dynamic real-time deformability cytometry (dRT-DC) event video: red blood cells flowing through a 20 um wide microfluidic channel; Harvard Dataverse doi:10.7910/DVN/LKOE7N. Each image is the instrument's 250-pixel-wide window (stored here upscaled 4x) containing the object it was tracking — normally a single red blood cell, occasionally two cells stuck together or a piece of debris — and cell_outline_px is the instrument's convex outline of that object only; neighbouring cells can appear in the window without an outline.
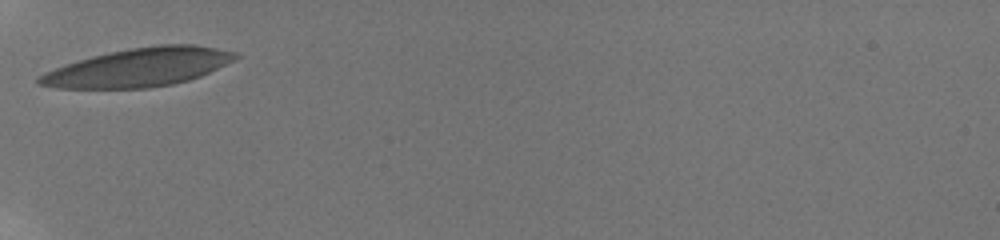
{"species": "human", "species_latin": "Homo sapiens", "temperature_condition": "room temperature", "stored_images_in_passage": 9, "camera_frame_rate_fps": 3000, "um_per_image_px": 0.085, "donor": {"sex": "male"}, "frame": {"image": 1, "passage_image": 1, "time_ms": 0.0, "image_size_px": [1000, 240], "cell_outline_px": [[240, 56], [236, 60], [200, 76], [188, 80], [172, 84], [148, 88], [56, 88], [36, 84], [36, 80], [44, 72], [92, 56], [108, 52], [132, 48], [160, 44], [196, 44], [236, 52]], "centroid_in_image_um": [11.83, 5.72], "position_along_channel_um": 73.2, "area_um2": 43.75}}
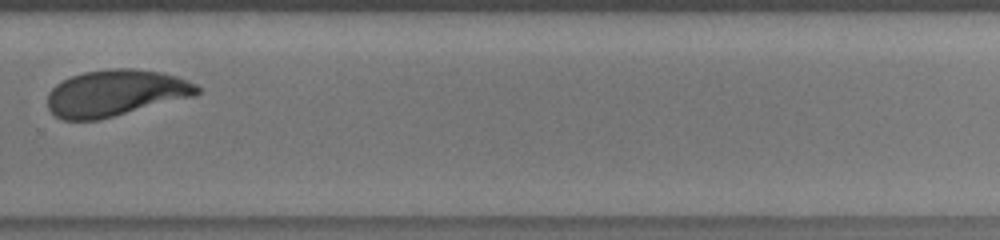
{"frame": {"image": 2, "passage_image": 7, "time_ms": 6.667, "image_size_px": [1000, 240], "cell_outline_px": [[200, 92], [196, 96], [100, 120], [64, 120], [56, 116], [48, 108], [48, 92], [56, 84], [72, 76], [84, 72], [108, 68], [132, 68], [160, 72], [176, 76], [196, 84], [200, 88]], "centroid_in_image_um": [9.84, 7.91], "position_along_channel_um": 320.0, "area_um2": 40.69}}
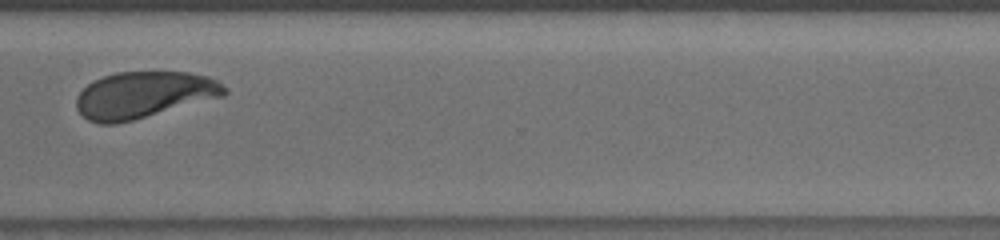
{"frame": {"image": 3, "passage_image": 8, "time_ms": 7.667, "image_size_px": [1000, 240], "cell_outline_px": [[228, 92], [224, 96], [132, 120], [116, 124], [100, 124], [88, 120], [76, 108], [76, 96], [92, 80], [116, 72], [188, 72], [208, 76], [216, 80], [228, 88]], "centroid_in_image_um": [12.22, 8.06], "position_along_channel_um": 358.4, "area_um2": 40.11}}